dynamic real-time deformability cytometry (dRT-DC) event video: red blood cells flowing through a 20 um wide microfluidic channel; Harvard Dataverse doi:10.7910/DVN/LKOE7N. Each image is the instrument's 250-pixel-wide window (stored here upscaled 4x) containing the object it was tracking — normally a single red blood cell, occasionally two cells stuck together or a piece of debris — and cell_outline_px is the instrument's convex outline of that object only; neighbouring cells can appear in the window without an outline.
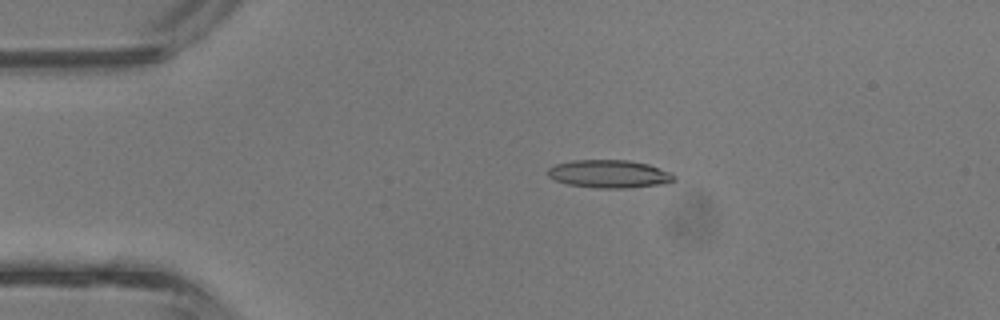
{"species": "common noctule bat (a hibernating species)", "species_latin": "Nyctalus noctula", "temperature_condition": "room temperature", "stored_images_in_passage": 42, "camera_frame_rate_fps": 3000, "um_per_image_px": 0.085, "animal": {"sex": "male", "body_mass_g": 13.3}, "frame": {"image": 1, "passage_image": 9, "time_ms": 2.667, "image_size_px": [1000, 320], "cell_outline_px": [[676, 180], [668, 184], [628, 188], [596, 188], [568, 184], [556, 180], [548, 176], [548, 168], [556, 164], [572, 160], [628, 160], [648, 164], [672, 172], [676, 176]], "centroid_in_image_um": [51.85, 14.79], "position_along_channel_um": 33.1, "area_um2": 20.81}}
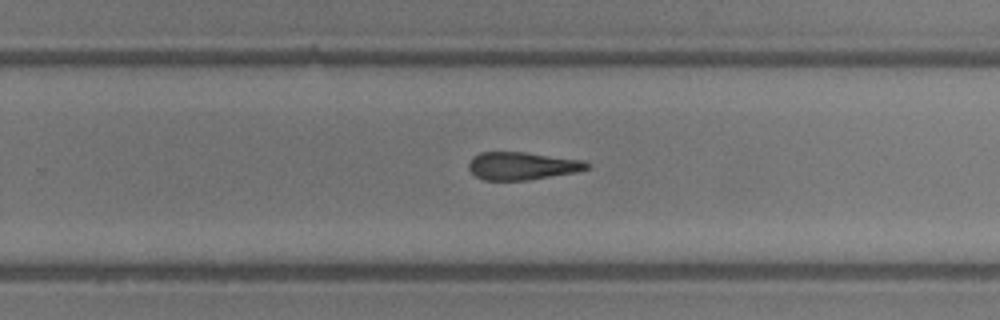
{"frame": {"image": 2, "passage_image": 27, "time_ms": 8.667, "image_size_px": [1000, 320], "cell_outline_px": [[588, 168], [576, 172], [528, 180], [484, 180], [476, 176], [468, 168], [468, 164], [472, 156], [480, 152], [524, 152], [584, 160], [588, 164]], "centroid_in_image_um": [44.35, 14.09], "position_along_channel_um": 285.5, "area_um2": 19.07}}
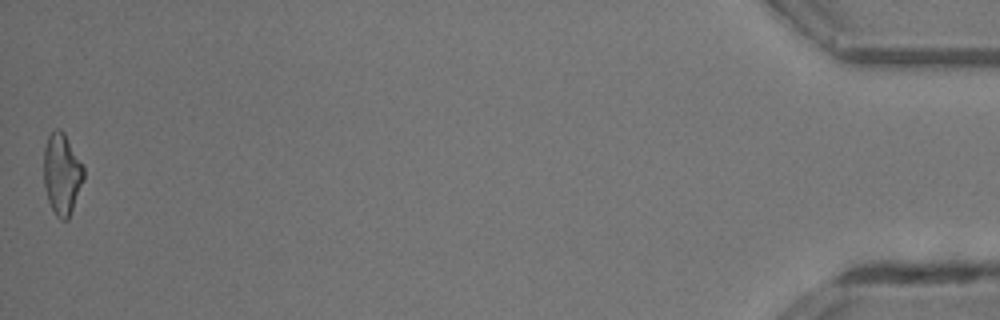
{"frame": {"image": 3, "passage_image": 42, "time_ms": 13.667, "image_size_px": [1000, 320], "cell_outline_px": [[84, 180], [68, 220], [60, 220], [56, 216], [48, 200], [44, 184], [44, 148], [48, 136], [56, 128], [60, 128], [64, 132], [84, 168]], "centroid_in_image_um": [5.26, 14.79], "position_along_channel_um": 429.9, "area_um2": 18.84}, "authors_computed_cell_mechanics": {"area_um2": 19.6231, "velocity_mm_per_s": 4.9197, "shape_relaxation_time_tau1_ms": 6.0815, "shape_relaxation_time_tau2_ms": 3.4636, "deformation_change_tau1": 0.1706, "deformation_change_tau2": 0.1577}}